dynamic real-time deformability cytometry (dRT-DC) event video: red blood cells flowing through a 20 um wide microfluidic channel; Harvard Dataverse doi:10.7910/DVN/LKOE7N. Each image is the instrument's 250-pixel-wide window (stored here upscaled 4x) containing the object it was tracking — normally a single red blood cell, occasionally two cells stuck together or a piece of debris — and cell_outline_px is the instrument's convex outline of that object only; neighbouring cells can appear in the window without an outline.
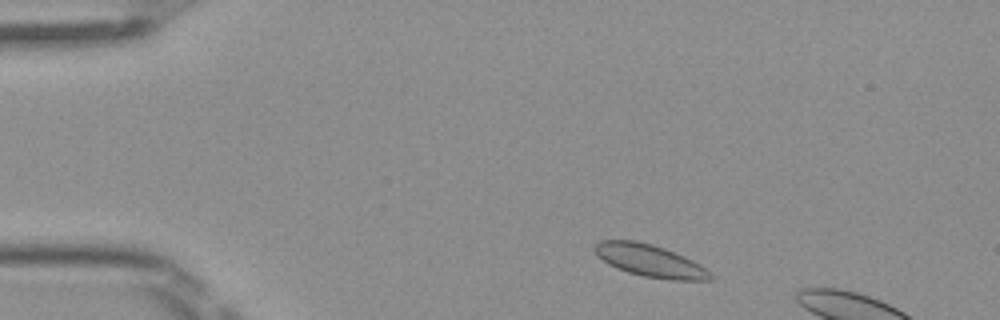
{"species": "Egyptian fruit bat (a non-hibernating species)", "species_latin": "Rousettus aegyptiacus", "temperature_condition": "room temperature", "stored_images_in_passage": 9, "camera_frame_rate_fps": 3000, "um_per_image_px": 0.085, "frame": {"image": 1, "passage_image": 4, "time_ms": 1.0, "image_size_px": [1000, 320], "cell_outline_px": [[716, 280], [672, 280], [644, 276], [628, 272], [616, 268], [608, 264], [596, 256], [592, 248], [600, 240], [636, 240], [652, 244], [664, 248], [684, 256], [700, 264], [712, 272]], "centroid_in_image_um": [55.25, 22.16], "position_along_channel_um": 29.7, "area_um2": 22.02}}